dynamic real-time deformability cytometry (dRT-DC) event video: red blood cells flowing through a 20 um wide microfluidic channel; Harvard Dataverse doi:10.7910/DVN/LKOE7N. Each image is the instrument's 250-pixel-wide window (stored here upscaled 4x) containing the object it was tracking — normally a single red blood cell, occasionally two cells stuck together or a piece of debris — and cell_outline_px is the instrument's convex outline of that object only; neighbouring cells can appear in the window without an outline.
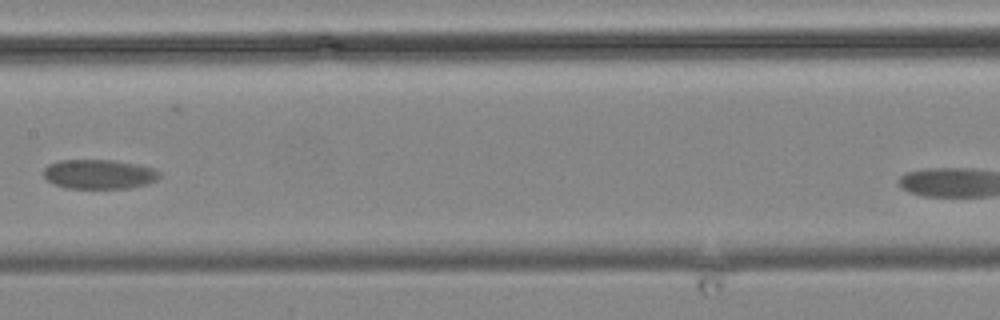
{"species": "common noctule bat (a hibernating species)", "species_latin": "Nyctalus noctula", "temperature_condition": "cold", "stored_images_in_passage": 8, "segment_of_instrument_passage": [1, 2], "camera_frame_rate_fps": 3000, "um_per_image_px": 0.085, "animal": {"sex": "male", "body_mass_g": 19.2, "forearm_length_mm": 51.8}, "frame": {"image": 1, "passage_image": 4, "time_ms": 4.333, "image_size_px": [1000, 320], "cell_outline_px": [[160, 176], [156, 180], [148, 184], [128, 188], [64, 188], [48, 180], [44, 176], [44, 168], [48, 164], [60, 160], [112, 160], [136, 164], [152, 168], [160, 172]], "centroid_in_image_um": [8.42, 14.8], "position_along_channel_um": 199.0, "area_um2": 19.83}}
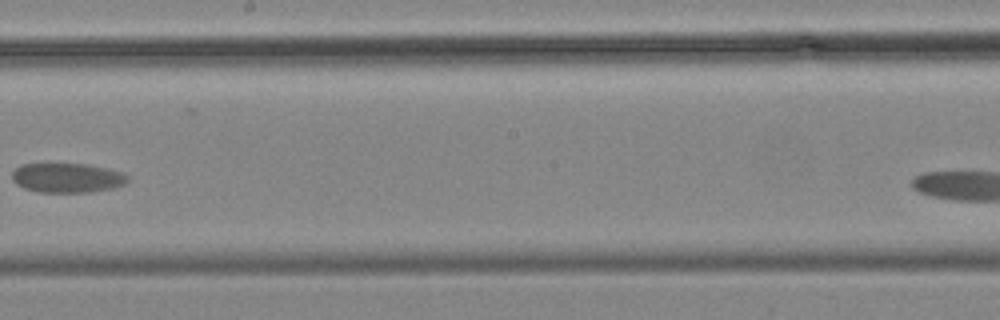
{"frame": {"image": 2, "passage_image": 5, "time_ms": 5.667, "image_size_px": [1000, 320], "cell_outline_px": [[128, 180], [124, 184], [112, 188], [88, 192], [40, 192], [24, 188], [16, 184], [12, 180], [12, 172], [20, 164], [88, 164], [108, 168], [120, 172], [128, 176]], "centroid_in_image_um": [5.69, 15.11], "position_along_channel_um": 242.5, "area_um2": 19.83}}
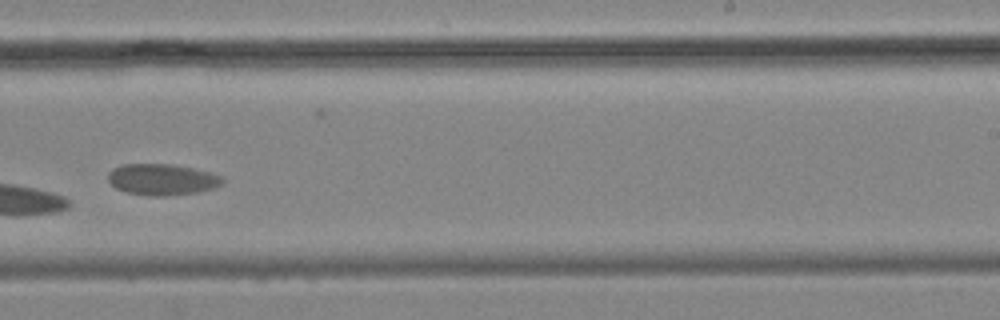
{"frame": {"image": 3, "passage_image": 6, "time_ms": 6.667, "image_size_px": [1000, 320], "cell_outline_px": [[224, 184], [216, 188], [200, 192], [164, 196], [148, 196], [128, 192], [116, 188], [108, 180], [108, 172], [112, 168], [124, 164], [172, 164], [192, 168], [208, 172], [220, 176], [224, 180]], "centroid_in_image_um": [13.79, 15.26], "position_along_channel_um": 275.2, "area_um2": 20.92}}